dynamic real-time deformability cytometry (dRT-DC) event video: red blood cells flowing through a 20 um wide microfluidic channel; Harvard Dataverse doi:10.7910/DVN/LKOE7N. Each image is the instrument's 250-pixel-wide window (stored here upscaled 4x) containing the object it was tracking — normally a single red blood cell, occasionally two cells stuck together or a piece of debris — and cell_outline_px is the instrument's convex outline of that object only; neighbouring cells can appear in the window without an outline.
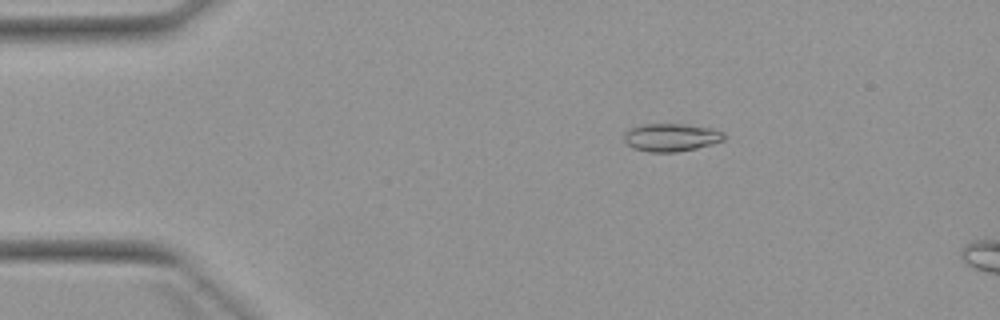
{"species": "Egyptian fruit bat (a non-hibernating species)", "species_latin": "Rousettus aegyptiacus", "temperature_condition": "warm", "stored_images_in_passage": 4, "camera_frame_rate_fps": 3000, "um_per_image_px": 0.085, "animal": {"sex": "female"}, "frame": {"image": 1, "passage_image": 2, "time_ms": 1.0, "image_size_px": [1000, 320], "cell_outline_px": [[724, 140], [712, 144], [696, 148], [676, 152], [648, 152], [632, 148], [624, 140], [624, 128], [644, 124], [684, 124], [712, 128], [724, 132]], "centroid_in_image_um": [57.0, 11.67], "position_along_channel_um": 28.0, "area_um2": 16.47}}